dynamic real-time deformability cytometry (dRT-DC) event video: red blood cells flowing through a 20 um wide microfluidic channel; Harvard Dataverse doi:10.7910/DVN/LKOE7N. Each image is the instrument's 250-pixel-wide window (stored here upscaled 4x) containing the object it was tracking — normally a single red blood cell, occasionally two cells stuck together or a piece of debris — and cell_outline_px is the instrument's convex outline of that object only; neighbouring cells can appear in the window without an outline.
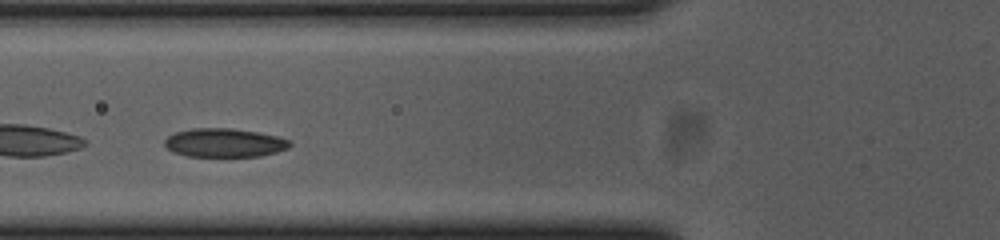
{"species": "common noctule bat (a hibernating species)", "species_latin": "Nyctalus noctula", "temperature_condition": "cold", "stored_images_in_passage": 36, "camera_frame_rate_fps": 3000, "um_per_image_px": 0.085, "animal": {"sex": "female", "body_mass_g": 23.0, "forearm_length_mm": 53.4}, "frame": {"image": 1, "passage_image": 11, "time_ms": 3.333, "image_size_px": [1000, 240], "cell_outline_px": [[292, 144], [288, 148], [276, 152], [260, 156], [188, 156], [172, 152], [164, 144], [164, 140], [168, 136], [176, 132], [192, 128], [232, 128], [260, 132], [292, 140]], "centroid_in_image_um": [19.09, 12.13], "position_along_channel_um": 106.7, "area_um2": 21.04}}
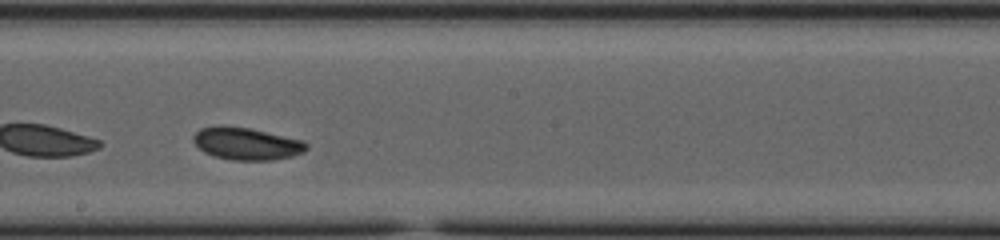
{"frame": {"image": 2, "passage_image": 21, "time_ms": 6.667, "image_size_px": [1000, 240], "cell_outline_px": [[308, 148], [304, 152], [292, 156], [272, 160], [232, 160], [216, 156], [204, 152], [192, 140], [192, 136], [200, 128], [220, 124], [248, 128], [304, 140], [308, 144]], "centroid_in_image_um": [20.95, 12.2], "position_along_channel_um": 227.2, "area_um2": 21.39}, "authors_computed_cell_mechanics": {"area_um2": 21.0392, "velocity_mm_per_s": 3.6247, "shape_relaxation_time_tau1_ms": 1.9828, "shape_relaxation_time_tau2_ms": null, "deformation_change_tau1": 0.0679, "deformation_change_tau2": null}}